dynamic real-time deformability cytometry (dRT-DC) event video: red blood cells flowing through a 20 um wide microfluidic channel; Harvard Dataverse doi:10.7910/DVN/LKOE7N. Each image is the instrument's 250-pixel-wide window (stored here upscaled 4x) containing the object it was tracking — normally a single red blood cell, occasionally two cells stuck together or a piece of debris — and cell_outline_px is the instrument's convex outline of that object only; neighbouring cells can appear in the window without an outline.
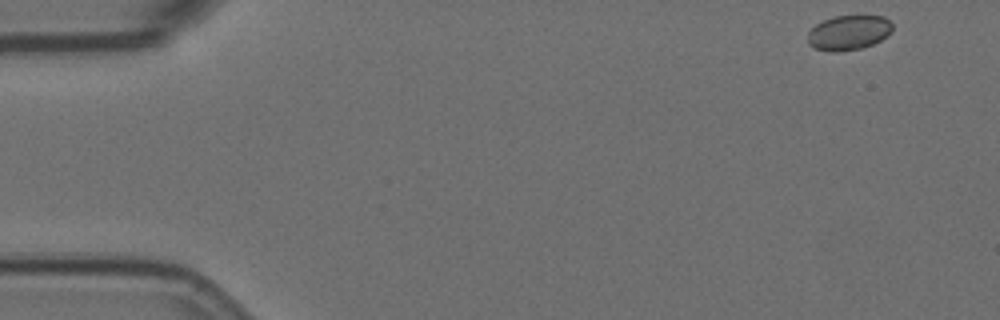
{"species": "Egyptian fruit bat (a non-hibernating species)", "species_latin": "Rousettus aegyptiacus", "temperature_condition": "room temperature", "stored_images_in_passage": 6, "camera_frame_rate_fps": 3000, "um_per_image_px": 0.085, "animal": {"sex": "female"}, "frame": {"image": 1, "passage_image": 1, "time_ms": 0.0, "image_size_px": [1000, 320], "cell_outline_px": [[892, 32], [888, 36], [872, 44], [860, 48], [836, 52], [832, 52], [812, 48], [808, 44], [808, 32], [816, 24], [832, 16], [884, 16], [892, 24]], "centroid_in_image_um": [72.12, 2.78], "position_along_channel_um": 12.9, "area_um2": 17.22}}
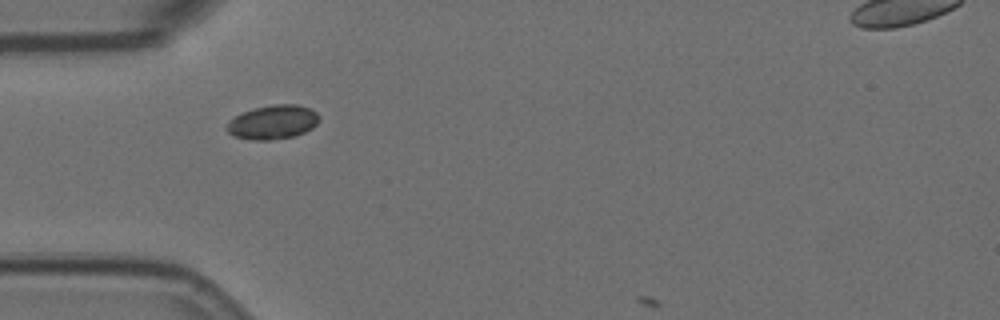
{"frame": {"image": 2, "passage_image": 5, "time_ms": 1.333, "image_size_px": [1000, 320], "cell_outline_px": [[320, 120], [312, 128], [296, 136], [272, 140], [252, 140], [232, 136], [228, 132], [228, 120], [244, 112], [256, 108], [272, 104], [296, 104], [312, 108], [320, 116]], "centroid_in_image_um": [23.23, 10.38], "position_along_channel_um": 61.8, "area_um2": 18.44}}
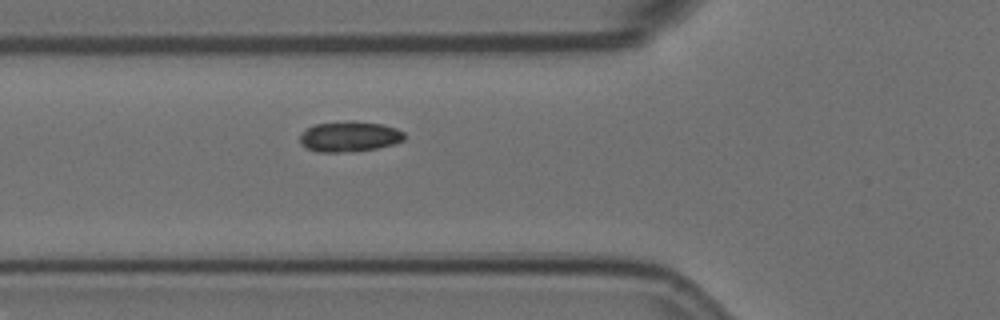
{"frame": {"image": 3, "passage_image": 6, "time_ms": 1.667, "image_size_px": [1000, 320], "cell_outline_px": [[404, 140], [392, 144], [376, 148], [352, 152], [316, 152], [304, 148], [300, 144], [300, 132], [316, 124], [352, 120], [384, 124], [396, 128], [404, 132]], "centroid_in_image_um": [29.67, 11.6], "position_along_channel_um": 96.1, "area_um2": 18.79}}